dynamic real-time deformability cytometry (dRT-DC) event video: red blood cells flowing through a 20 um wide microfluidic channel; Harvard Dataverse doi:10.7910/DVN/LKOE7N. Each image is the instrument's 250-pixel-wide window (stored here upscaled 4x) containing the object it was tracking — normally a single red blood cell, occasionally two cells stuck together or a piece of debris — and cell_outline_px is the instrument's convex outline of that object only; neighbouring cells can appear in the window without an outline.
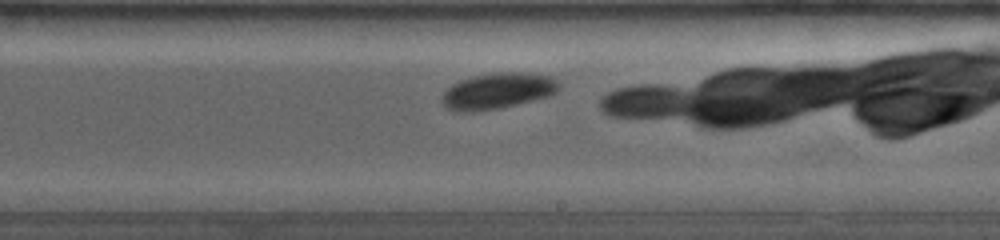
{"species": "common noctule bat (a hibernating species)", "species_latin": "Nyctalus noctula", "temperature_condition": "room temperature", "stored_images_in_passage": 13, "camera_frame_rate_fps": 4000, "um_per_image_px": 0.085, "animal": {"sex": "female", "body_mass_g": 19.0, "forearm_length_mm": 53.3}, "frame": {"image": 1, "passage_image": 13, "time_ms": 6.0, "image_size_px": [1000, 240], "cell_outline_px": [[560, 88], [556, 92], [548, 96], [500, 108], [472, 112], [456, 112], [448, 108], [444, 104], [444, 92], [452, 84], [460, 80], [472, 76], [496, 72], [520, 72], [552, 76], [560, 84]], "centroid_in_image_um": [42.32, 7.72], "position_along_channel_um": 246.7, "area_um2": 24.39}}